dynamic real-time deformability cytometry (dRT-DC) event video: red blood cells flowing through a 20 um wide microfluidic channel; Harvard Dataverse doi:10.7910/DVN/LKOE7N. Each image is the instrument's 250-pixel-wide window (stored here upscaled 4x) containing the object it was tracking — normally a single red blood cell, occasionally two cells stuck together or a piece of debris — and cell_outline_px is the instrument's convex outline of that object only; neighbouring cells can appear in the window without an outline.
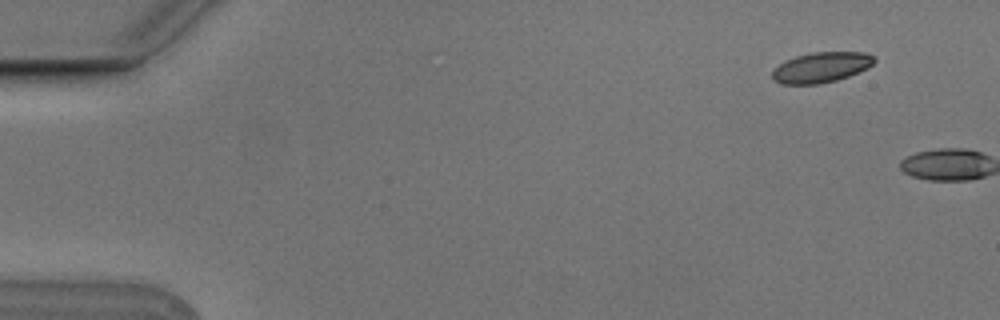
{"species": "Egyptian fruit bat (a non-hibernating species)", "species_latin": "Rousettus aegyptiacus", "temperature_condition": "cold", "stored_images_in_passage": 3, "camera_frame_rate_fps": 3000, "um_per_image_px": 0.085, "animal": {"sex": "male"}, "frame": {"image": 1, "passage_image": 2, "time_ms": 0.333, "image_size_px": [1000, 320], "cell_outline_px": [[876, 60], [868, 68], [848, 76], [836, 80], [820, 84], [780, 84], [772, 80], [772, 72], [784, 60], [796, 56], [812, 52], [864, 52], [876, 56]], "centroid_in_image_um": [69.8, 5.72], "position_along_channel_um": 15.2, "area_um2": 18.15}}